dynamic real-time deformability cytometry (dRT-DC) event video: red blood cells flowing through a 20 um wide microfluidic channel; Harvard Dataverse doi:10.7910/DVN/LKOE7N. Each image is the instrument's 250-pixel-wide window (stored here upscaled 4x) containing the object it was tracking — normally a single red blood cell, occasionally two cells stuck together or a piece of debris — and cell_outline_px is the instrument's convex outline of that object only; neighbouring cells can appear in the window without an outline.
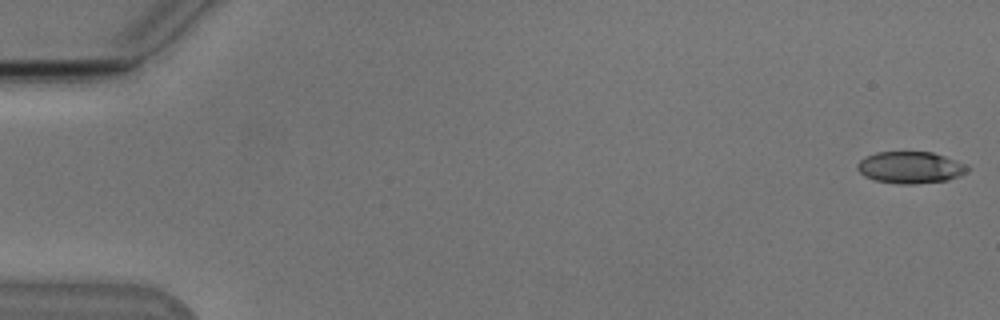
{"species": "Egyptian fruit bat (a non-hibernating species)", "species_latin": "Rousettus aegyptiacus", "temperature_condition": "cold", "stored_images_in_passage": 8, "camera_frame_rate_fps": 3000, "um_per_image_px": 0.085, "animal": {"sex": "male"}, "frame": {"image": 1, "passage_image": 1, "time_ms": 0.0, "image_size_px": [1000, 320], "cell_outline_px": [[972, 168], [960, 176], [948, 180], [912, 184], [900, 184], [876, 180], [864, 176], [856, 168], [856, 164], [864, 156], [876, 152], [932, 152], [956, 160]], "centroid_in_image_um": [77.37, 14.23], "position_along_channel_um": 7.6, "area_um2": 20.46}}